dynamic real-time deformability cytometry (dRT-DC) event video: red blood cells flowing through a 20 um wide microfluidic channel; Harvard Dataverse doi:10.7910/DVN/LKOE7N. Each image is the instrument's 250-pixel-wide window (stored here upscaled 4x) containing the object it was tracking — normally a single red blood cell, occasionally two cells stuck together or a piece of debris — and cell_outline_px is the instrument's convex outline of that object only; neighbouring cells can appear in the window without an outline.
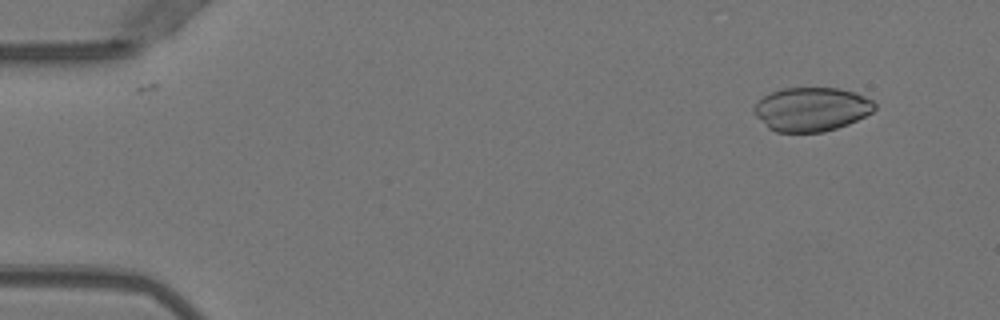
{"species": "Egyptian fruit bat (a non-hibernating species)", "species_latin": "Rousettus aegyptiacus", "temperature_condition": "warm", "stored_images_in_passage": 4, "camera_frame_rate_fps": 3000, "um_per_image_px": 0.085, "animal": {"sex": "female"}, "frame": {"image": 1, "passage_image": 1, "time_ms": 0.0, "image_size_px": [1000, 320], "cell_outline_px": [[876, 108], [872, 112], [848, 124], [824, 132], [776, 132], [768, 128], [752, 112], [752, 108], [764, 96], [780, 88], [840, 88], [856, 92], [872, 100], [876, 104]], "centroid_in_image_um": [68.97, 9.28], "position_along_channel_um": 16.0, "area_um2": 30.92}}